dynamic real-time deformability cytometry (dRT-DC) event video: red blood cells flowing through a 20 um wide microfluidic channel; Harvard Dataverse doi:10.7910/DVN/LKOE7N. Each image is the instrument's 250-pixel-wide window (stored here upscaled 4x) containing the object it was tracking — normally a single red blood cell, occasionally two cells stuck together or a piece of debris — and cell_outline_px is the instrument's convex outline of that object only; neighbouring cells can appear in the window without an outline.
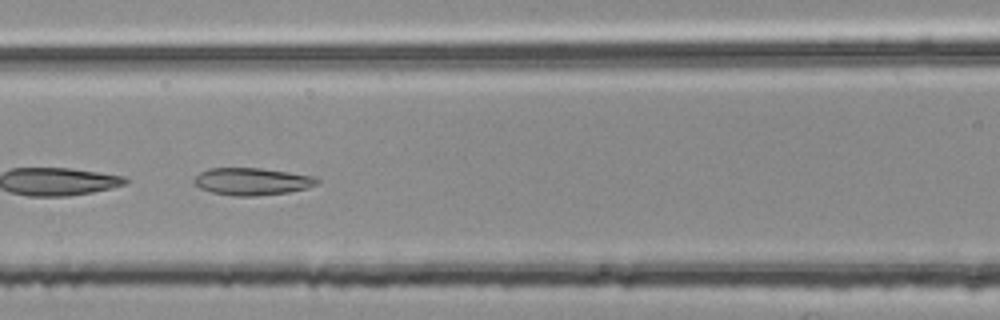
{"species": "common noctule bat (a hibernating species)", "species_latin": "Nyctalus noctula", "temperature_condition": "room temperature", "stored_images_in_passage": 36, "camera_frame_rate_fps": 3000, "um_per_image_px": 0.085, "animal": {"sex": "female", "body_mass_g": 25.1}, "frame": {"image": 1, "passage_image": 21, "time_ms": 6.667, "image_size_px": [1000, 320], "cell_outline_px": [[320, 180], [316, 184], [308, 188], [288, 192], [256, 196], [232, 196], [212, 192], [200, 188], [192, 180], [200, 172], [208, 168], [260, 168], [316, 176]], "centroid_in_image_um": [21.43, 15.42], "position_along_channel_um": 145.2, "area_um2": 19.59}}
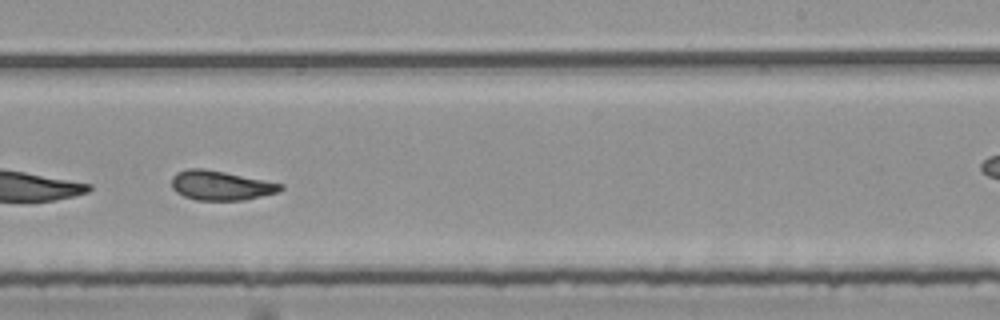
{"frame": {"image": 2, "passage_image": 31, "time_ms": 10.0, "image_size_px": [1000, 320], "cell_outline_px": [[284, 188], [276, 192], [244, 200], [196, 200], [184, 196], [176, 192], [172, 188], [172, 176], [176, 172], [184, 168], [204, 168], [284, 184]], "centroid_in_image_um": [18.72, 15.75], "position_along_channel_um": 270.3, "area_um2": 18.67}}